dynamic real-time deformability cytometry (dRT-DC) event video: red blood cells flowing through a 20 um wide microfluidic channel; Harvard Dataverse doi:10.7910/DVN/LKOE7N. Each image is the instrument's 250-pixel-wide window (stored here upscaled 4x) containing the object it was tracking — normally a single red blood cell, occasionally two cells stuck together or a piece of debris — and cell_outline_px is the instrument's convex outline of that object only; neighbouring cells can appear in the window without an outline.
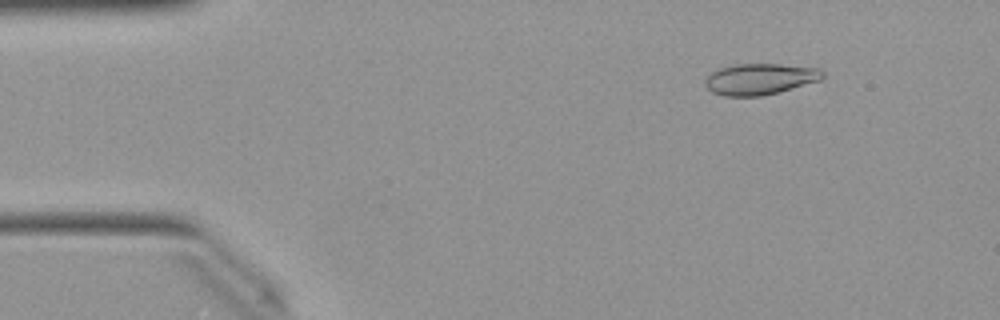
{"species": "Egyptian fruit bat (a non-hibernating species)", "species_latin": "Rousettus aegyptiacus", "temperature_condition": "warm", "stored_images_in_passage": 50, "camera_frame_rate_fps": 3000, "um_per_image_px": 0.085, "animal": {"sex": "female"}, "frame": {"image": 1, "passage_image": 6, "time_ms": 1.667, "image_size_px": [1000, 320], "cell_outline_px": [[824, 76], [820, 80], [764, 96], [724, 96], [712, 92], [704, 84], [704, 80], [712, 72], [720, 68], [736, 64], [780, 64], [820, 68], [824, 72]], "centroid_in_image_um": [64.6, 6.72], "position_along_channel_um": 20.4, "area_um2": 21.33}}
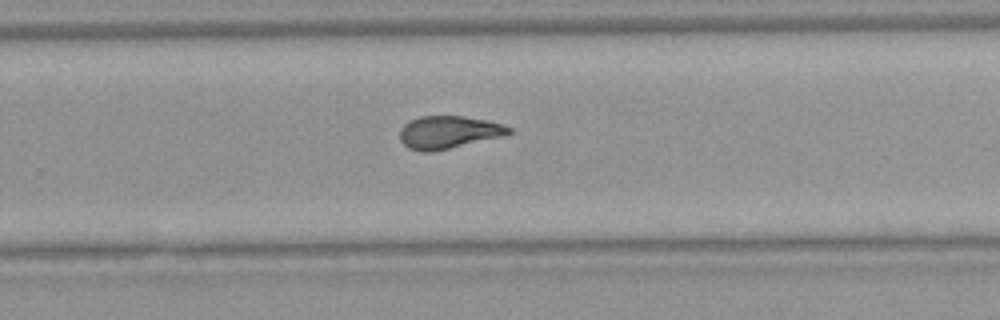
{"frame": {"image": 2, "passage_image": 32, "time_ms": 10.333, "image_size_px": [1000, 320], "cell_outline_px": [[512, 132], [500, 136], [432, 152], [420, 152], [408, 148], [400, 140], [400, 128], [408, 120], [420, 116], [464, 116], [488, 120], [512, 128]], "centroid_in_image_um": [38.06, 11.23], "position_along_channel_um": 291.7, "area_um2": 20.63}}
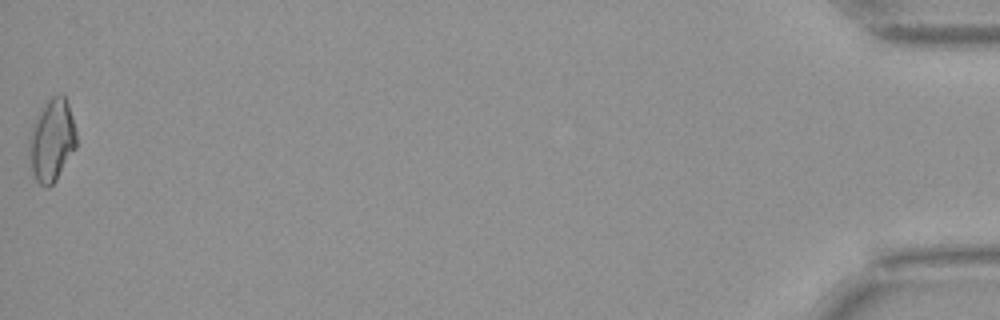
{"frame": {"image": 3, "passage_image": 50, "time_ms": 16.333, "image_size_px": [1000, 320], "cell_outline_px": [[76, 148], [56, 180], [48, 188], [44, 188], [32, 176], [28, 156], [28, 136], [32, 124], [40, 108], [52, 96], [60, 92], [68, 100], [76, 132]], "centroid_in_image_um": [4.37, 11.92], "position_along_channel_um": 430.8, "area_um2": 23.35}, "authors_computed_cell_mechanics": {"area_um2": 20.9814, "velocity_mm_per_s": 4.0376, "shape_relaxation_time_tau1_ms": 8.6452, "shape_relaxation_time_tau2_ms": 1.3506, "deformation_change_tau1": 0.2317, "deformation_change_tau2": 0.082}}